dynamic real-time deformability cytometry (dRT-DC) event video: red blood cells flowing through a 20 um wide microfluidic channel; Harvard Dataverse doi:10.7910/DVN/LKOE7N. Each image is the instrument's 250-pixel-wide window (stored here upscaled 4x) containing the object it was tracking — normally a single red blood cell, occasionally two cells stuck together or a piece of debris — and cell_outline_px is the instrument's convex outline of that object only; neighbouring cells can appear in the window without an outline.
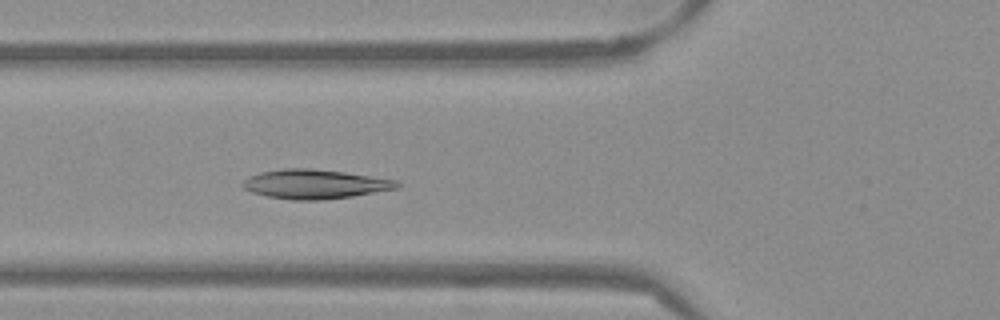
{"species": "Egyptian fruit bat (a non-hibernating species)", "species_latin": "Rousettus aegyptiacus", "temperature_condition": "warm", "stored_images_in_passage": 40, "camera_frame_rate_fps": 3000, "um_per_image_px": 0.085, "frame": {"image": 1, "passage_image": 7, "time_ms": 2.0, "image_size_px": [1000, 320], "cell_outline_px": [[400, 188], [352, 196], [320, 200], [292, 200], [268, 196], [252, 192], [244, 188], [240, 184], [248, 176], [260, 172], [284, 168], [312, 168], [344, 172], [396, 180], [400, 184]], "centroid_in_image_um": [26.74, 15.64], "position_along_channel_um": 99.1, "area_um2": 26.3}}
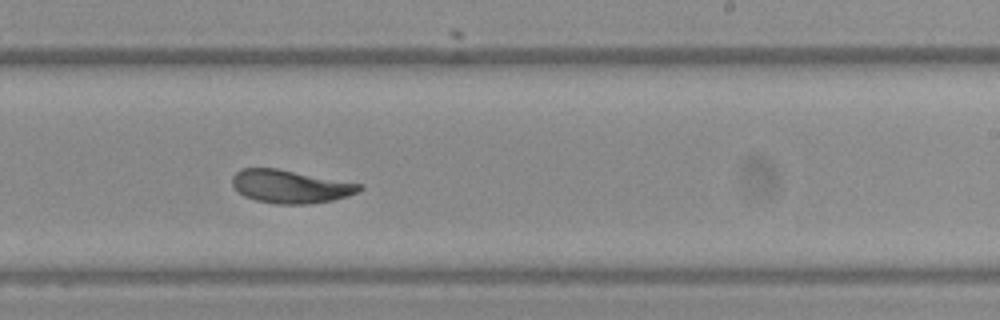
{"frame": {"image": 2, "passage_image": 20, "time_ms": 6.333, "image_size_px": [1000, 320], "cell_outline_px": [[364, 188], [348, 196], [332, 200], [308, 204], [276, 204], [256, 200], [244, 196], [232, 184], [232, 176], [240, 168], [276, 168], [364, 184]], "centroid_in_image_um": [24.7, 15.85], "position_along_channel_um": 264.3, "area_um2": 24.57}}
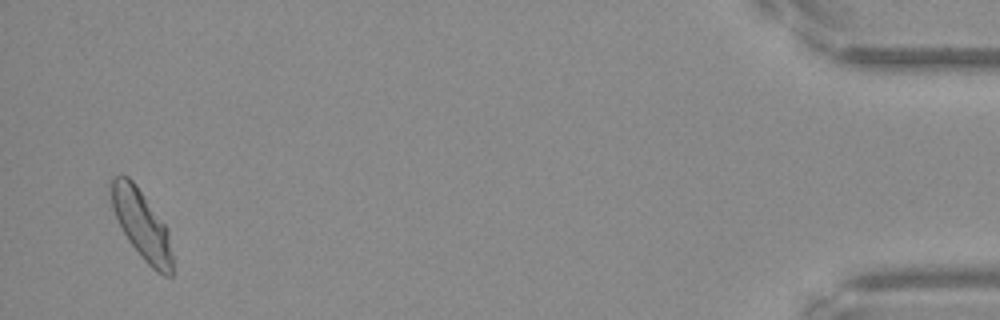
{"frame": {"image": 3, "passage_image": 39, "time_ms": 12.667, "image_size_px": [1000, 320], "cell_outline_px": [[172, 276], [164, 276], [156, 272], [144, 260], [128, 240], [112, 208], [108, 192], [108, 180], [112, 176], [128, 176], [136, 184], [168, 228], [172, 256]], "centroid_in_image_um": [12.01, 19.04], "position_along_channel_um": 423.2, "area_um2": 24.91}, "authors_computed_cell_mechanics": {"area_um2": 24.7962, "velocity_mm_per_s": 3.8091, "shape_relaxation_time_tau1_ms": 6.5383, "shape_relaxation_time_tau2_ms": 1.027, "deformation_change_tau1": 0.1676, "deformation_change_tau2": 0.056}}